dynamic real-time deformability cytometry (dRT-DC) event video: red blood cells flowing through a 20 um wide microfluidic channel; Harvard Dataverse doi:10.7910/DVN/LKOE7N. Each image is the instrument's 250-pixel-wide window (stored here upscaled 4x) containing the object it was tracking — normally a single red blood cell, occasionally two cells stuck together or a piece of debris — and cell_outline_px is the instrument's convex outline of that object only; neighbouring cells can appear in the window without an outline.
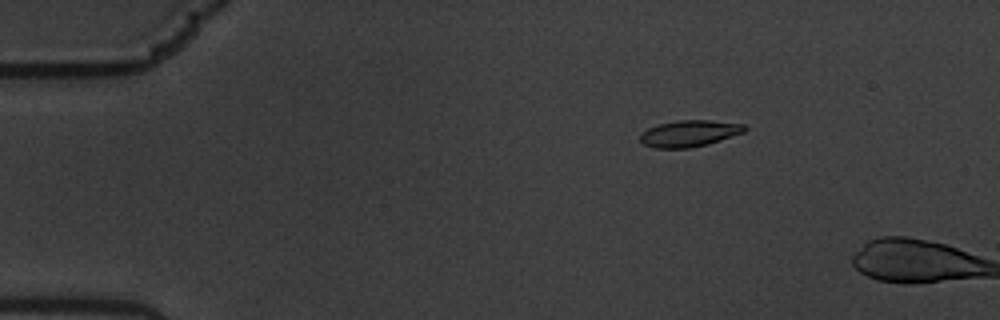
{"species": "common noctule bat (a hibernating species)", "species_latin": "Nyctalus noctula", "temperature_condition": "warm", "stored_images_in_passage": 13, "camera_frame_rate_fps": 3000, "um_per_image_px": 0.085, "animal": {"sex": "male", "body_mass_g": 19.5, "forearm_length_mm": 54.6}, "frame": {"image": 1, "passage_image": 11, "time_ms": 3.333, "image_size_px": [1000, 320], "cell_outline_px": [[748, 128], [744, 132], [708, 144], [688, 148], [652, 148], [644, 144], [640, 140], [640, 132], [648, 128], [660, 124], [680, 120], [712, 120], [744, 124]], "centroid_in_image_um": [58.59, 11.34], "position_along_channel_um": 26.4, "area_um2": 16.13}}